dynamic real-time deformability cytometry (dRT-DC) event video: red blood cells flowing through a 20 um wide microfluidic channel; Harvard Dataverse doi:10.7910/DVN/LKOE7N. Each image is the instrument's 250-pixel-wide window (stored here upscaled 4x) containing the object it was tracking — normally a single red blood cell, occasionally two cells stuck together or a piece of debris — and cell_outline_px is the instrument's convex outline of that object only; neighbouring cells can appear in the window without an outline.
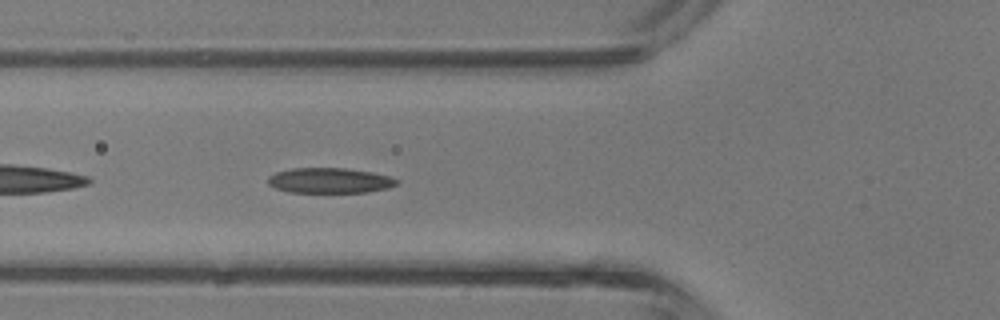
{"species": "common noctule bat (a hibernating species)", "species_latin": "Nyctalus noctula", "temperature_condition": "room temperature", "stored_images_in_passage": 30, "camera_frame_rate_fps": 3000, "um_per_image_px": 0.085, "animal": {"sex": "male", "body_mass_g": 13.3}, "frame": {"image": 1, "passage_image": 6, "time_ms": 1.667, "image_size_px": [1000, 320], "cell_outline_px": [[400, 180], [396, 184], [388, 188], [368, 192], [288, 192], [276, 188], [268, 184], [268, 176], [276, 172], [292, 168], [344, 168], [372, 172], [388, 176]], "centroid_in_image_um": [28.01, 15.34], "position_along_channel_um": 97.8, "area_um2": 18.9}}
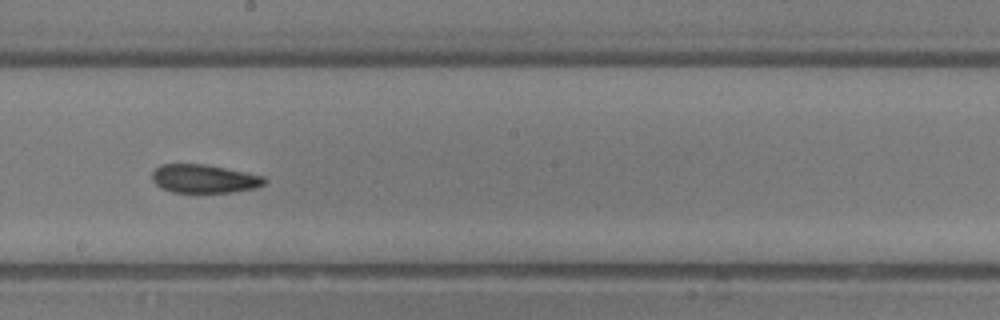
{"frame": {"image": 2, "passage_image": 14, "time_ms": 4.333, "image_size_px": [1000, 320], "cell_outline_px": [[268, 180], [264, 184], [256, 188], [232, 192], [172, 192], [160, 188], [152, 180], [152, 172], [160, 164], [204, 164], [264, 176]], "centroid_in_image_um": [17.34, 15.19], "position_along_channel_um": 230.9, "area_um2": 18.61}}
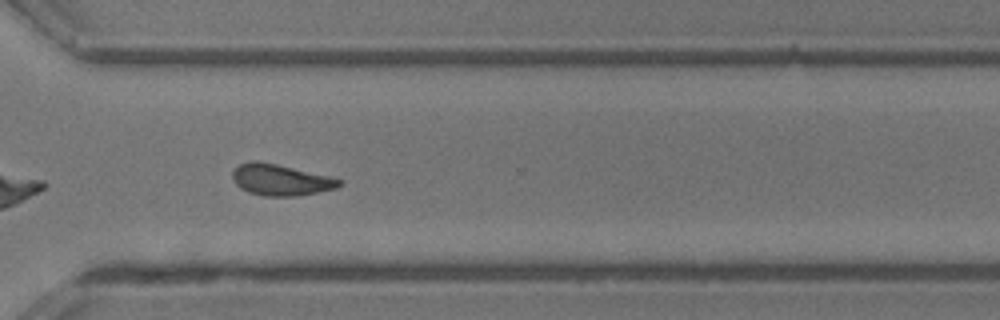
{"frame": {"image": 3, "passage_image": 21, "time_ms": 6.667, "image_size_px": [1000, 320], "cell_outline_px": [[340, 184], [336, 188], [296, 196], [264, 196], [248, 192], [240, 188], [232, 180], [232, 172], [240, 164], [252, 160], [256, 160], [276, 164], [328, 176], [340, 180]], "centroid_in_image_um": [23.78, 15.29], "position_along_channel_um": 346.8, "area_um2": 19.13}, "authors_computed_cell_mechanics": {"area_um2": 18.6116, "velocity_mm_per_s": 4.9791, "shape_relaxation_time_tau1_ms": 9.8381, "shape_relaxation_time_tau2_ms": 3.6499, "deformation_change_tau1": 0.2262, "deformation_change_tau2": 0.1217}}